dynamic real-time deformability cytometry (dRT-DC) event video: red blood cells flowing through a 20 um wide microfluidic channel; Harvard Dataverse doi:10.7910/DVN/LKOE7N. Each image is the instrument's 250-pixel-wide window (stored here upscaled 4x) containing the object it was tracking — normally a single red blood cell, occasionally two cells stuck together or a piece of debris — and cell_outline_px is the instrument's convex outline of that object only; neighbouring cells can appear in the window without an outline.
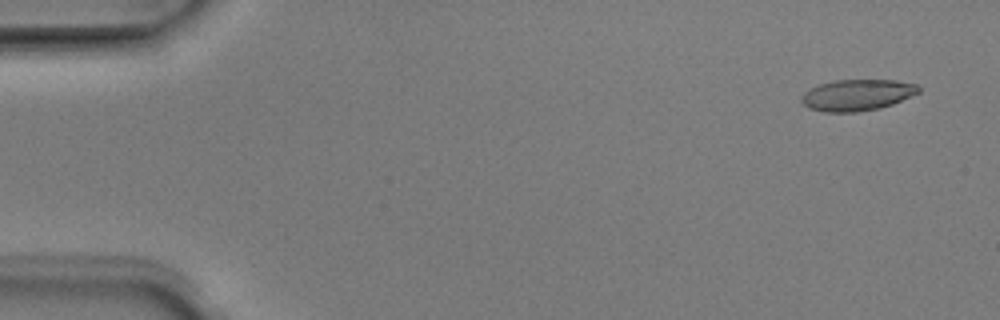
{"species": "Egyptian fruit bat (a non-hibernating species)", "species_latin": "Rousettus aegyptiacus", "temperature_condition": "room temperature", "stored_images_in_passage": 5, "camera_frame_rate_fps": 3000, "um_per_image_px": 0.085, "animal": {"sex": "male"}, "frame": {"image": 1, "passage_image": 1, "time_ms": 0.0, "image_size_px": [1000, 320], "cell_outline_px": [[920, 92], [892, 104], [880, 108], [856, 112], [824, 112], [808, 108], [800, 100], [800, 96], [804, 92], [820, 84], [836, 80], [896, 80], [916, 84], [920, 88]], "centroid_in_image_um": [72.84, 8.08], "position_along_channel_um": 12.2, "area_um2": 21.33}}
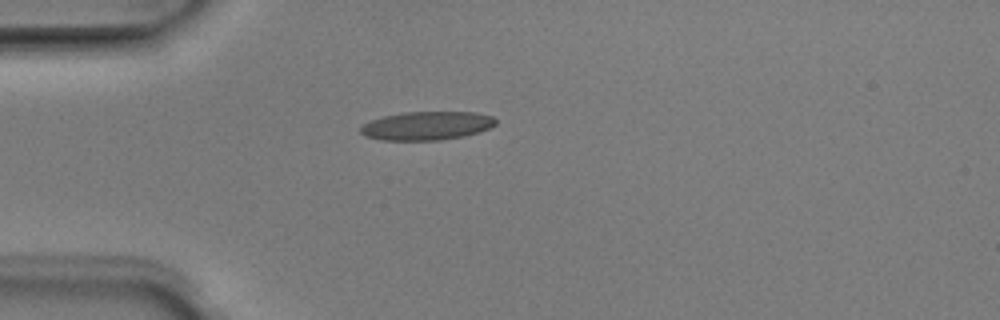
{"frame": {"image": 2, "passage_image": 4, "time_ms": 1.0, "image_size_px": [1000, 320], "cell_outline_px": [[496, 124], [480, 132], [464, 136], [440, 140], [380, 140], [364, 136], [360, 132], [360, 128], [364, 124], [372, 120], [384, 116], [404, 112], [476, 112], [492, 116], [496, 120]], "centroid_in_image_um": [36.28, 10.69], "position_along_channel_um": 48.7, "area_um2": 22.48}}